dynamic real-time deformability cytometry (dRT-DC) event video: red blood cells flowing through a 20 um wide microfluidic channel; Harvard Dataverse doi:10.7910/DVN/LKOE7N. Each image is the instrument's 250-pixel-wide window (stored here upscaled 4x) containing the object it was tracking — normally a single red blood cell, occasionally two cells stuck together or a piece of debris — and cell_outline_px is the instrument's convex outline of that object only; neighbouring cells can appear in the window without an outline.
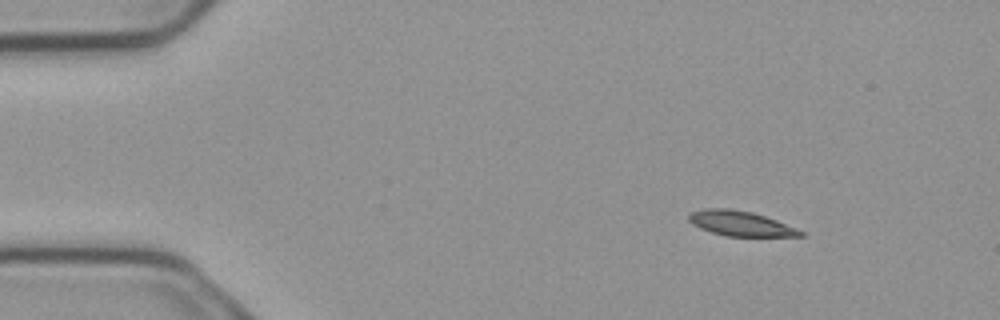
{"species": "common noctule bat (a hibernating species)", "species_latin": "Nyctalus noctula", "temperature_condition": "cold", "stored_images_in_passage": 4, "camera_frame_rate_fps": 3000, "um_per_image_px": 0.085, "animal": {"sex": "male", "body_mass_g": 23.1, "forearm_length_mm": 52.7}, "frame": {"image": 1, "passage_image": 1, "time_ms": 0.0, "image_size_px": [1000, 320], "cell_outline_px": [[804, 236], [724, 236], [700, 228], [692, 224], [688, 220], [688, 212], [704, 208], [728, 208], [752, 212], [776, 220], [796, 228], [804, 232]], "centroid_in_image_um": [62.89, 18.99], "position_along_channel_um": 22.1, "area_um2": 16.24}}